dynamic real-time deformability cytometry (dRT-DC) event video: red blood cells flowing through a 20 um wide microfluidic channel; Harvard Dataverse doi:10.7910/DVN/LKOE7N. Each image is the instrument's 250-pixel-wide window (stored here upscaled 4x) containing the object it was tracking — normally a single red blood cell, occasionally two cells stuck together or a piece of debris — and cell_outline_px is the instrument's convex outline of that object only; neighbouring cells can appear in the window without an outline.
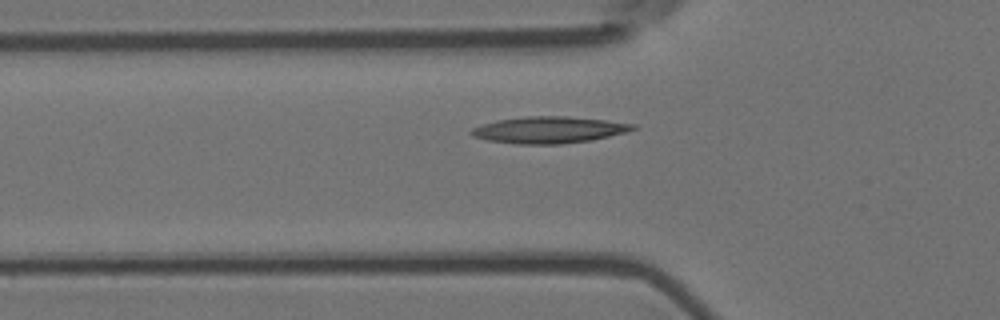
{"species": "Egyptian fruit bat (a non-hibernating species)", "species_latin": "Rousettus aegyptiacus", "temperature_condition": "room temperature", "stored_images_in_passage": 4, "segment_of_instrument_passage": [2, 2], "camera_frame_rate_fps": 3000, "um_per_image_px": 0.085, "animal": {"sex": "female"}, "frame": {"image": 1, "passage_image": 4, "time_ms": 1.0, "image_size_px": [1000, 320], "cell_outline_px": [[636, 128], [624, 132], [592, 140], [560, 144], [516, 144], [488, 140], [472, 136], [468, 132], [472, 128], [496, 120], [524, 116], [568, 116], [604, 120], [636, 124]], "centroid_in_image_um": [46.62, 11.04], "position_along_channel_um": 79.2, "area_um2": 24.97}}